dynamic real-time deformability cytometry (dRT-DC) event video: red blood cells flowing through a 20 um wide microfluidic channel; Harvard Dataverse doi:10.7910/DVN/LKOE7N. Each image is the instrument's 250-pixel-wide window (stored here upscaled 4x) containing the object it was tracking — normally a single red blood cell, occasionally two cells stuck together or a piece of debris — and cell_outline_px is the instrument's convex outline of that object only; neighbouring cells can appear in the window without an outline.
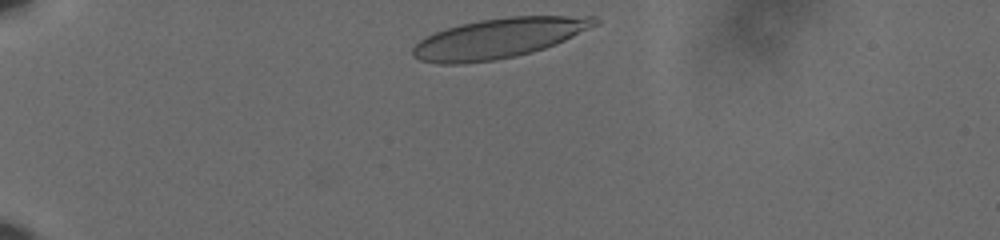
{"species": "human", "species_latin": "Homo sapiens", "temperature_condition": "cold", "stored_images_in_passage": 38, "camera_frame_rate_fps": 3000, "um_per_image_px": 0.085, "donor": {"sex": "male"}, "frame": {"image": 1, "passage_image": 2, "time_ms": 0.333, "image_size_px": [1000, 240], "cell_outline_px": [[600, 24], [556, 44], [532, 52], [516, 56], [496, 60], [460, 64], [440, 64], [420, 60], [412, 56], [412, 48], [424, 36], [460, 24], [480, 20], [508, 16], [596, 16], [600, 20]], "centroid_in_image_um": [42.41, 3.25], "position_along_channel_um": 42.6, "area_um2": 42.48}}
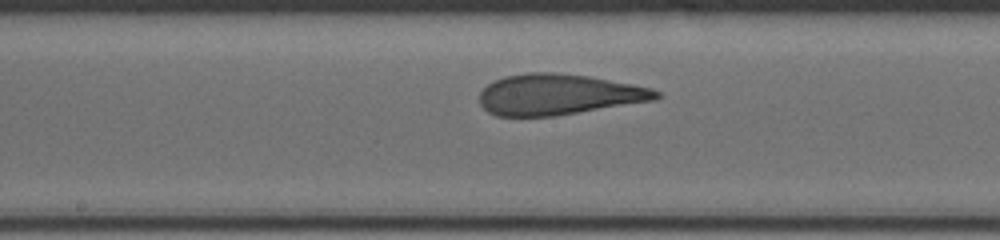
{"frame": {"image": 2, "passage_image": 20, "time_ms": 6.333, "image_size_px": [1000, 240], "cell_outline_px": [[660, 96], [656, 100], [552, 116], [496, 116], [488, 112], [480, 104], [480, 92], [488, 84], [504, 76], [528, 72], [556, 72], [588, 76], [632, 84], [652, 88], [660, 92]], "centroid_in_image_um": [47.46, 8.02], "position_along_channel_um": 200.7, "area_um2": 41.85}}
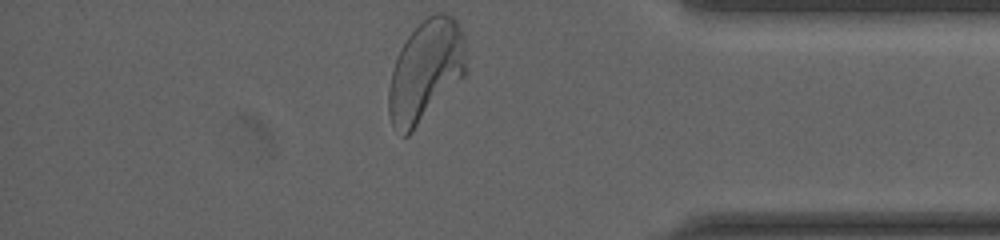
{"frame": {"image": 3, "passage_image": 38, "time_ms": 12.333, "image_size_px": [1000, 240], "cell_outline_px": [[464, 76], [412, 132], [408, 136], [404, 136], [392, 128], [388, 112], [388, 88], [392, 72], [400, 48], [408, 36], [428, 16], [436, 12], [444, 12], [452, 16], [456, 20], [464, 36]], "centroid_in_image_um": [36.15, 6.05], "position_along_channel_um": 399.1, "area_um2": 45.37}, "authors_computed_cell_mechanics": {"area_um2": 42.7142, "velocity_mm_per_s": 3.588, "shape_relaxation_time_tau1_ms": 5.2497, "shape_relaxation_time_tau2_ms": 0.8439, "deformation_change_tau1": 0.2038, "deformation_change_tau2": 0.083}}